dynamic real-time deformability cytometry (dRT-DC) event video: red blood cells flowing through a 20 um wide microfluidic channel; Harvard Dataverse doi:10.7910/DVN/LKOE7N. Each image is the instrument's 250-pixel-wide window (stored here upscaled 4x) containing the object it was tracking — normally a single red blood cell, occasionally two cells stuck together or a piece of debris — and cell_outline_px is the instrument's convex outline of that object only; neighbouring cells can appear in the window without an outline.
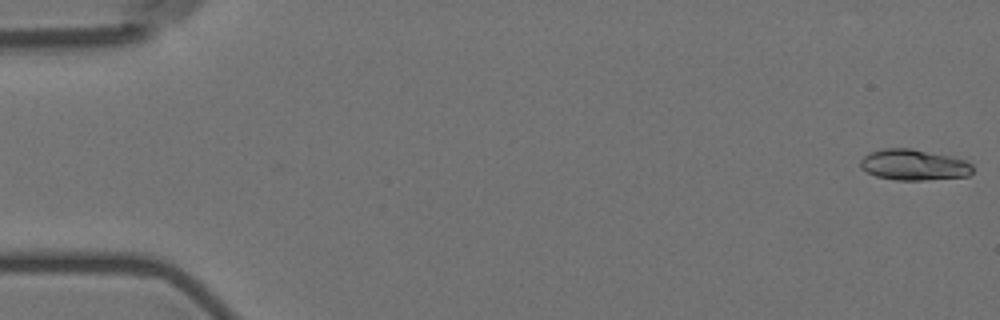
{"species": "Egyptian fruit bat (a non-hibernating species)", "species_latin": "Rousettus aegyptiacus", "temperature_condition": "room temperature", "stored_images_in_passage": 6, "camera_frame_rate_fps": 3000, "um_per_image_px": 0.085, "animal": {"sex": "female"}, "frame": {"image": 1, "passage_image": 1, "time_ms": 0.0, "image_size_px": [1000, 320], "cell_outline_px": [[972, 172], [968, 176], [924, 180], [896, 180], [876, 176], [860, 168], [860, 160], [864, 156], [872, 152], [884, 148], [912, 148], [952, 156], [964, 160], [972, 164]], "centroid_in_image_um": [77.68, 14.01], "position_along_channel_um": 7.3, "area_um2": 20.23}}
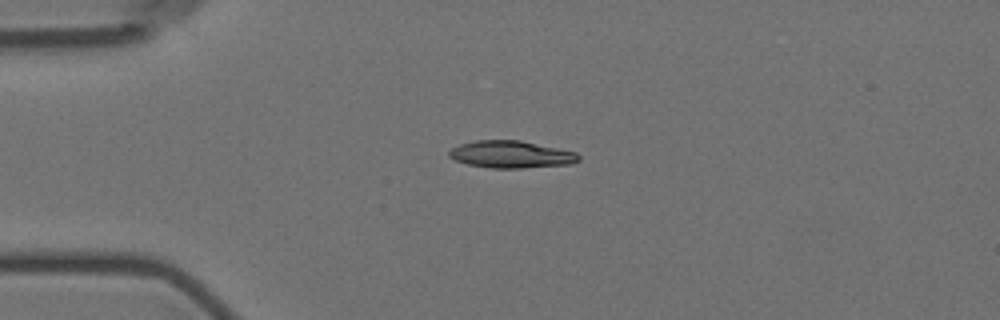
{"frame": {"image": 2, "passage_image": 4, "time_ms": 4.333, "image_size_px": [1000, 320], "cell_outline_px": [[580, 160], [572, 164], [524, 168], [492, 168], [468, 164], [456, 160], [448, 156], [448, 152], [452, 148], [460, 144], [476, 140], [520, 140], [576, 152], [580, 156]], "centroid_in_image_um": [43.46, 13.13], "position_along_channel_um": 41.5, "area_um2": 20.52}}